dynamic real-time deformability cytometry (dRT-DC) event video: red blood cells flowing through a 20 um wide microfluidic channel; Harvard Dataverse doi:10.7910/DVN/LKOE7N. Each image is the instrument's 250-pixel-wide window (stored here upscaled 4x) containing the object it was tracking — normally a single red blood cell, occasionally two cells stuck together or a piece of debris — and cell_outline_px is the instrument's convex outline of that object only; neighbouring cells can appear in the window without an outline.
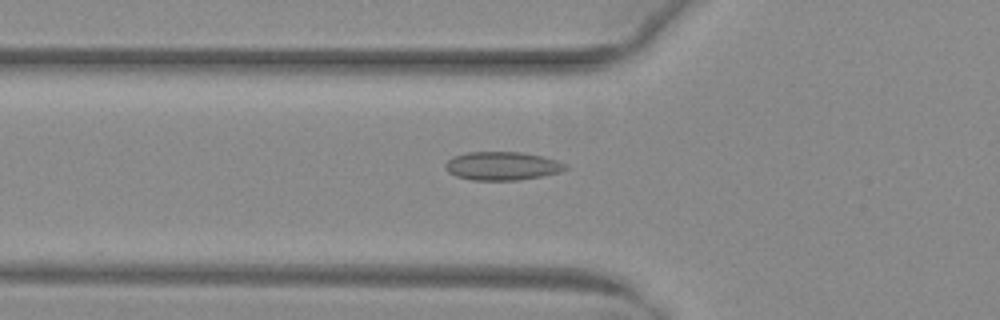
{"species": "common noctule bat (a hibernating species)", "species_latin": "Nyctalus noctula", "temperature_condition": "warm", "stored_images_in_passage": 36, "camera_frame_rate_fps": 3000, "um_per_image_px": 0.085, "animal": {"sex": "female", "body_mass_g": 29.2, "forearm_length_mm": 56.3}, "frame": {"image": 1, "passage_image": 3, "time_ms": 0.667, "image_size_px": [1000, 320], "cell_outline_px": [[568, 168], [560, 172], [540, 176], [516, 180], [472, 180], [456, 176], [448, 172], [444, 168], [444, 164], [452, 156], [468, 152], [520, 152], [540, 156], [556, 160], [568, 164]], "centroid_in_image_um": [42.65, 14.1], "position_along_channel_um": 83.1, "area_um2": 19.88}}
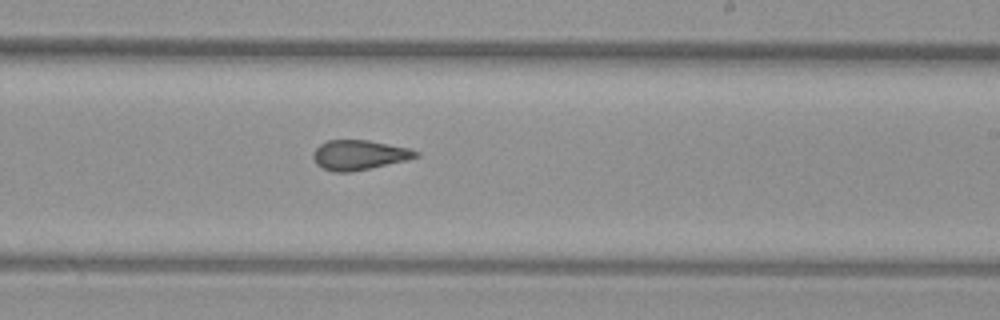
{"frame": {"image": 2, "passage_image": 16, "time_ms": 5.0, "image_size_px": [1000, 320], "cell_outline_px": [[420, 156], [408, 160], [352, 172], [332, 172], [320, 168], [316, 164], [312, 156], [312, 152], [320, 144], [328, 140], [368, 140], [408, 148], [420, 152]], "centroid_in_image_um": [30.51, 13.18], "position_along_channel_um": 258.5, "area_um2": 18.03}}
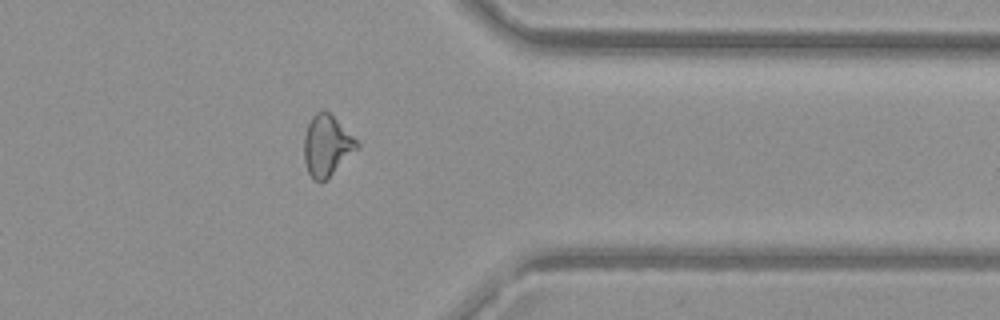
{"frame": {"image": 3, "passage_image": 26, "time_ms": 8.333, "image_size_px": [1000, 320], "cell_outline_px": [[360, 148], [320, 184], [312, 180], [308, 172], [304, 160], [304, 136], [308, 124], [312, 116], [320, 108], [324, 108], [360, 144]], "centroid_in_image_um": [27.76, 12.39], "position_along_channel_um": 383.6, "area_um2": 18.79}, "authors_computed_cell_mechanics": {"area_um2": 18.3226, "velocity_mm_per_s": 4.0305, "shape_relaxation_time_tau1_ms": null, "shape_relaxation_time_tau2_ms": 1.4126, "deformation_change_tau1": null, "deformation_change_tau2": 0.0703}}